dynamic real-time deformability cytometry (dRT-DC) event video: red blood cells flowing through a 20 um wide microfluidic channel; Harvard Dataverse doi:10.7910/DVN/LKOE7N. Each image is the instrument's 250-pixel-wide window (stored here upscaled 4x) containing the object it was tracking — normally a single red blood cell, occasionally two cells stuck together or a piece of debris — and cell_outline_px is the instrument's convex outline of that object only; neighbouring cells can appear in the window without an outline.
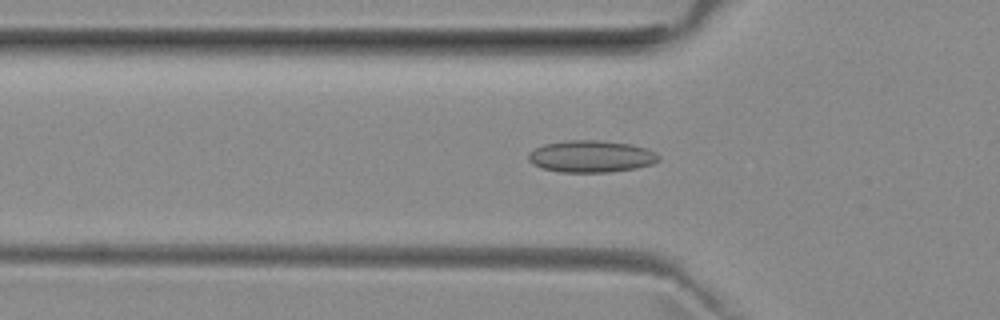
{"species": "common noctule bat (a hibernating species)", "species_latin": "Nyctalus noctula", "temperature_condition": "room temperature", "stored_images_in_passage": 38, "camera_frame_rate_fps": 3000, "um_per_image_px": 0.085, "animal": {"sex": "female", "body_mass_g": 29.2, "forearm_length_mm": 56.3}, "frame": {"image": 1, "passage_image": 5, "time_ms": 1.333, "image_size_px": [1000, 320], "cell_outline_px": [[660, 160], [652, 164], [636, 168], [612, 172], [560, 172], [544, 168], [532, 164], [528, 160], [528, 152], [544, 144], [568, 140], [600, 140], [632, 144], [648, 148], [656, 152], [660, 156]], "centroid_in_image_um": [50.28, 13.29], "position_along_channel_um": 75.5, "area_um2": 24.45}}
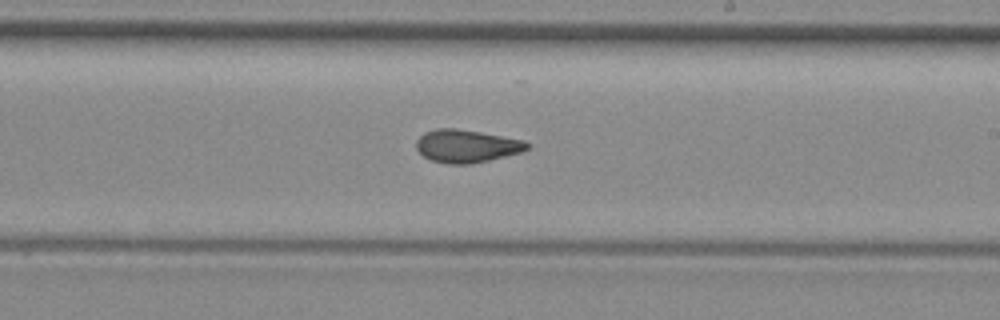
{"frame": {"image": 2, "passage_image": 18, "time_ms": 5.667, "image_size_px": [1000, 320], "cell_outline_px": [[532, 144], [524, 152], [472, 164], [448, 164], [432, 160], [424, 156], [416, 148], [416, 140], [424, 132], [436, 128], [456, 128], [480, 132], [524, 140]], "centroid_in_image_um": [39.69, 12.41], "position_along_channel_um": 249.3, "area_um2": 21.39}}
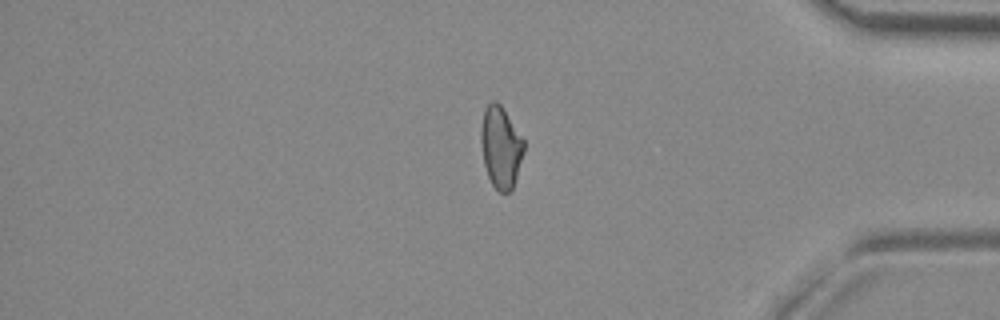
{"frame": {"image": 3, "passage_image": 31, "time_ms": 10.0, "image_size_px": [1000, 320], "cell_outline_px": [[524, 152], [512, 192], [500, 192], [492, 184], [488, 176], [484, 164], [480, 140], [480, 128], [484, 112], [488, 104], [492, 100], [496, 100], [500, 104], [524, 140]], "centroid_in_image_um": [42.56, 12.52], "position_along_channel_um": 392.6, "area_um2": 20.4}, "authors_computed_cell_mechanics": {"area_um2": 20.9814, "velocity_mm_per_s": 3.993, "shape_relaxation_time_tau1_ms": null, "shape_relaxation_time_tau2_ms": 2.5005, "deformation_change_tau1": null, "deformation_change_tau2": 0.0893}}